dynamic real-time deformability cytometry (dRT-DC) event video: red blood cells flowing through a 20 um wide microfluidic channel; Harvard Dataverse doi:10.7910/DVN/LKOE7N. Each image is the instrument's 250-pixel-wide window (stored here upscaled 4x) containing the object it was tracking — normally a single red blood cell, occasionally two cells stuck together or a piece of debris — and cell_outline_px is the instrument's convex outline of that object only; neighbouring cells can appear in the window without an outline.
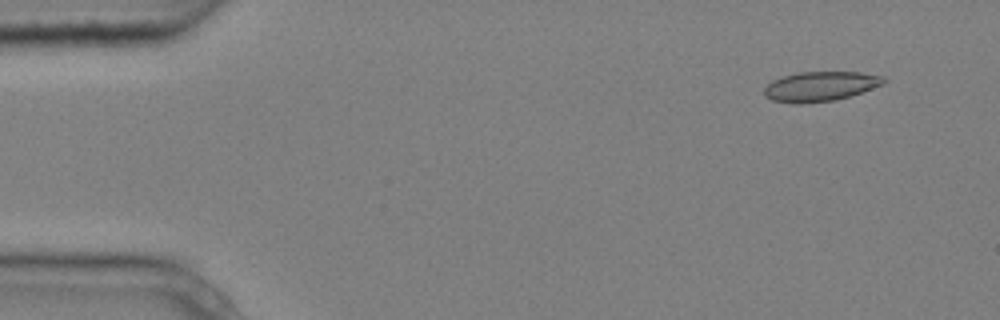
{"species": "common noctule bat (a hibernating species)", "species_latin": "Nyctalus noctula", "temperature_condition": "cold", "stored_images_in_passage": 5, "camera_frame_rate_fps": 3000, "um_per_image_px": 0.085, "animal": {"sex": "male", "body_mass_g": 20.4}, "frame": {"image": 1, "passage_image": 1, "time_ms": 0.0, "image_size_px": [1000, 320], "cell_outline_px": [[888, 80], [884, 84], [848, 96], [832, 100], [800, 104], [792, 104], [772, 100], [764, 96], [764, 88], [772, 80], [796, 72], [860, 72], [884, 76]], "centroid_in_image_um": [69.71, 7.33], "position_along_channel_um": 15.3, "area_um2": 20.69}}
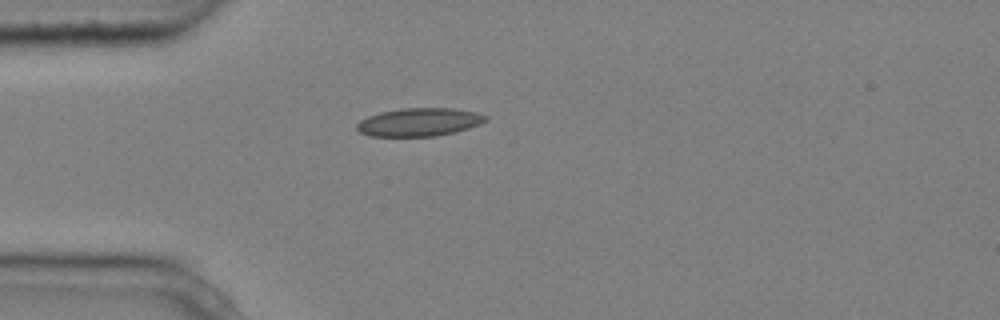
{"frame": {"image": 2, "passage_image": 4, "time_ms": 1.0, "image_size_px": [1000, 320], "cell_outline_px": [[488, 120], [480, 124], [468, 128], [436, 136], [368, 136], [360, 132], [356, 128], [356, 124], [360, 120], [368, 116], [380, 112], [400, 108], [452, 108], [476, 112], [488, 116]], "centroid_in_image_um": [35.62, 10.37], "position_along_channel_um": 49.4, "area_um2": 21.15}}